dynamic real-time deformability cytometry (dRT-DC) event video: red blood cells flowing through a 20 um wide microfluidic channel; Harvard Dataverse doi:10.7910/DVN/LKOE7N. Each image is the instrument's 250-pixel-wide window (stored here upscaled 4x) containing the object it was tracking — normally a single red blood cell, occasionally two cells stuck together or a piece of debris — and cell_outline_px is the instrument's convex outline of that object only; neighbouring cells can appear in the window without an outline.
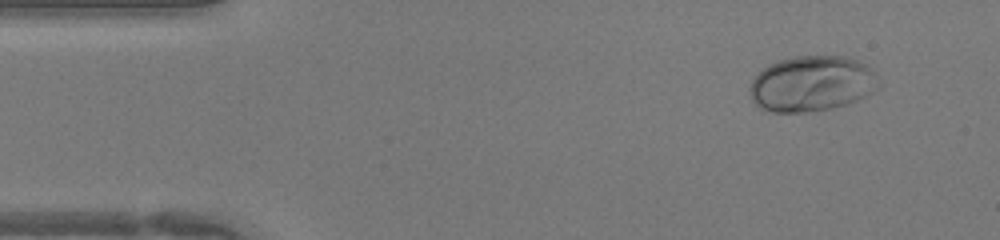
{"species": "human", "species_latin": "Homo sapiens", "temperature_condition": "warm", "stored_images_in_passage": 41, "camera_frame_rate_fps": 3000, "um_per_image_px": 0.085, "donor": {"sex": "female"}, "frame": {"image": 1, "passage_image": 1, "time_ms": 0.0, "image_size_px": [1000, 240], "cell_outline_px": [[880, 88], [848, 104], [832, 108], [808, 112], [772, 112], [760, 108], [752, 100], [748, 88], [752, 80], [768, 64], [776, 60], [796, 56], [844, 56], [868, 64], [872, 68], [880, 84]], "centroid_in_image_um": [69.01, 7.11], "position_along_channel_um": 16.0, "area_um2": 42.08}}
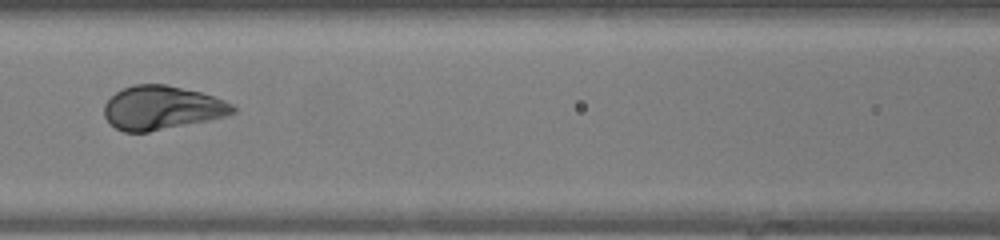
{"frame": {"image": 2, "passage_image": 16, "time_ms": 5.0, "image_size_px": [1000, 240], "cell_outline_px": [[236, 112], [224, 116], [208, 120], [148, 132], [124, 132], [116, 128], [104, 116], [104, 104], [116, 92], [124, 88], [136, 84], [164, 84], [200, 92], [224, 100], [232, 104], [236, 108]], "centroid_in_image_um": [13.75, 9.16], "position_along_channel_um": 152.9, "area_um2": 32.48}}
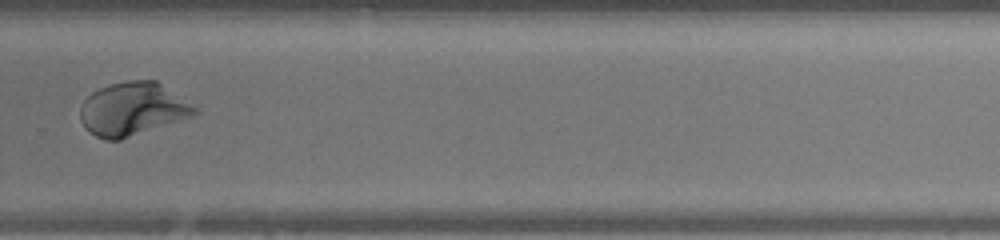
{"frame": {"image": 3, "passage_image": 27, "time_ms": 8.667, "image_size_px": [1000, 240], "cell_outline_px": [[200, 112], [192, 116], [120, 140], [104, 140], [96, 136], [84, 128], [80, 120], [80, 108], [84, 100], [92, 92], [108, 84], [128, 80], [156, 80], [196, 108]], "centroid_in_image_um": [11.22, 9.27], "position_along_channel_um": 318.6, "area_um2": 35.26}}